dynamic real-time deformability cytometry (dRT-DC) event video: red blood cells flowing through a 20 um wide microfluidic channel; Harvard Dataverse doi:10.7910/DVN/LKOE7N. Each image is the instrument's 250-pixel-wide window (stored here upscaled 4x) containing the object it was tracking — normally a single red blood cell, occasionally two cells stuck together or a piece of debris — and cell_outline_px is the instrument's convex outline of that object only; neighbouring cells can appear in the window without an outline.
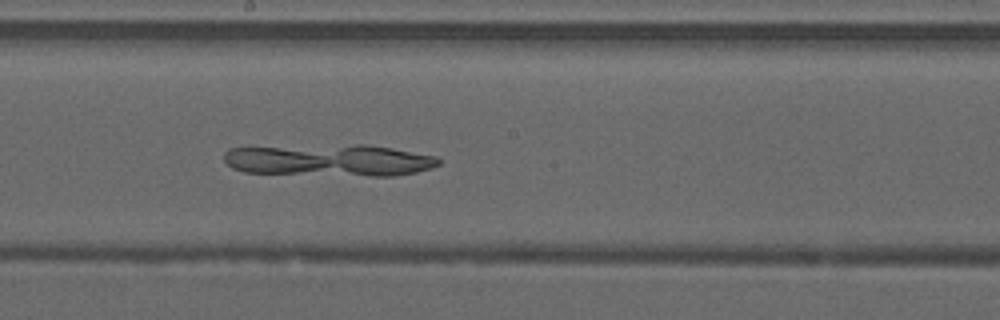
{"species": "common noctule bat (a hibernating species)", "species_latin": "Nyctalus noctula", "temperature_condition": "warm", "stored_images_in_passage": 49, "camera_frame_rate_fps": 3000, "um_per_image_px": 0.085, "animal": {"sex": "male", "forearm_length_mm": 52.5}, "frame": {"image": 1, "passage_image": 28, "time_ms": 9.0, "image_size_px": [1000, 320], "cell_outline_px": [[440, 164], [432, 168], [416, 172], [392, 176], [368, 176], [244, 172], [232, 168], [224, 160], [224, 152], [228, 148], [356, 144], [368, 144], [392, 148], [436, 156], [440, 160]], "centroid_in_image_um": [28.02, 13.62], "position_along_channel_um": 220.2, "area_um2": 40.0}}